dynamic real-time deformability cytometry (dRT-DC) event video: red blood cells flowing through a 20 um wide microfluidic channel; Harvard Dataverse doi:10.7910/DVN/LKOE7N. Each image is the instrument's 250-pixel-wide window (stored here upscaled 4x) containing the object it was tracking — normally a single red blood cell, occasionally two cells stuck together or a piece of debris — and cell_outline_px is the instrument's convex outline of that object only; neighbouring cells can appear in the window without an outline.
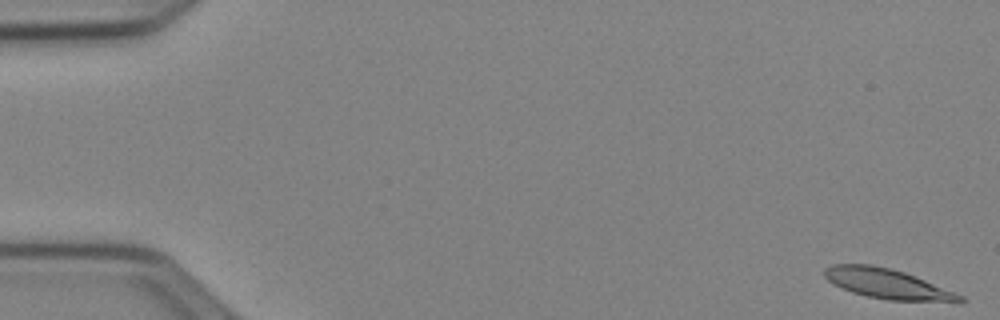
{"species": "Egyptian fruit bat (a non-hibernating species)", "species_latin": "Rousettus aegyptiacus", "temperature_condition": "cold", "stored_images_in_passage": 52, "camera_frame_rate_fps": 3000, "um_per_image_px": 0.085, "animal": {"sex": "female"}, "frame": {"image": 1, "passage_image": 1, "time_ms": 0.0, "image_size_px": [1000, 320], "cell_outline_px": [[968, 300], [964, 304], [960, 304], [888, 300], [868, 296], [852, 292], [840, 288], [832, 284], [824, 276], [824, 268], [832, 264], [872, 264], [892, 268], [904, 272], [964, 296]], "centroid_in_image_um": [75.51, 24.16], "position_along_channel_um": 9.5, "area_um2": 24.28}}
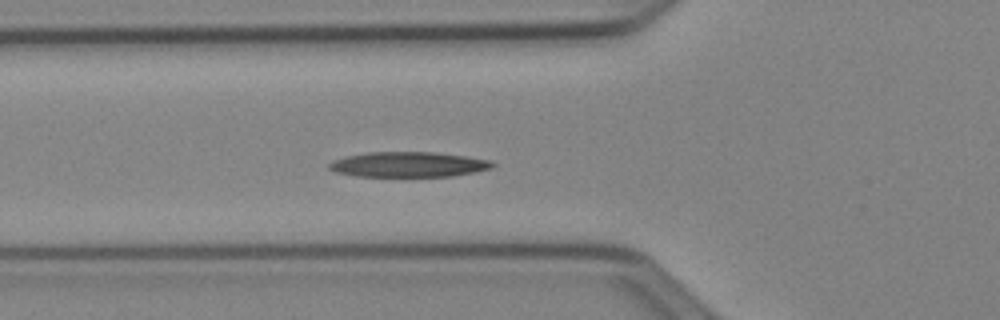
{"frame": {"image": 2, "passage_image": 19, "time_ms": 6.0, "image_size_px": [1000, 320], "cell_outline_px": [[496, 164], [492, 168], [476, 172], [452, 176], [356, 176], [336, 172], [328, 168], [328, 164], [332, 160], [344, 156], [368, 152], [432, 152], [464, 156], [492, 160]], "centroid_in_image_um": [34.71, 13.98], "position_along_channel_um": 91.1, "area_um2": 24.04}}
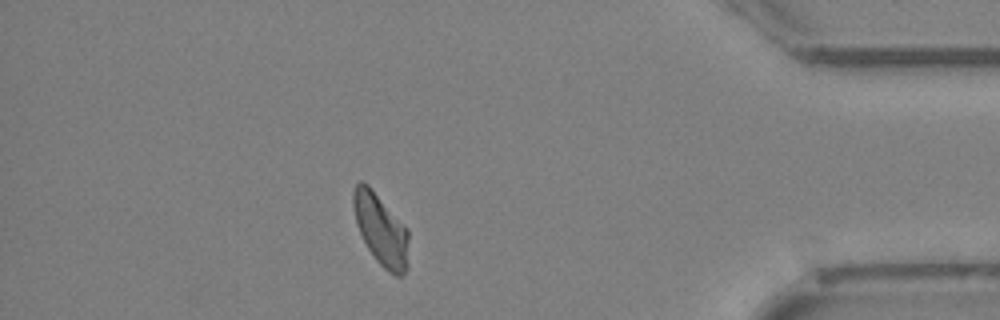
{"frame": {"image": 3, "passage_image": 46, "time_ms": 15.0, "image_size_px": [1000, 320], "cell_outline_px": [[408, 268], [404, 276], [396, 276], [388, 272], [376, 260], [368, 248], [356, 224], [352, 204], [352, 192], [356, 184], [360, 180], [364, 180], [368, 184], [408, 228]], "centroid_in_image_um": [32.38, 19.51], "position_along_channel_um": 402.8, "area_um2": 23.35}, "authors_computed_cell_mechanics": {"area_um2": 23.5246, "velocity_mm_per_s": 3.9015, "shape_relaxation_time_tau1_ms": 5.5839, "shape_relaxation_time_tau2_ms": 3.0566, "deformation_change_tau1": 0.1766, "deformation_change_tau2": 0.1023}}